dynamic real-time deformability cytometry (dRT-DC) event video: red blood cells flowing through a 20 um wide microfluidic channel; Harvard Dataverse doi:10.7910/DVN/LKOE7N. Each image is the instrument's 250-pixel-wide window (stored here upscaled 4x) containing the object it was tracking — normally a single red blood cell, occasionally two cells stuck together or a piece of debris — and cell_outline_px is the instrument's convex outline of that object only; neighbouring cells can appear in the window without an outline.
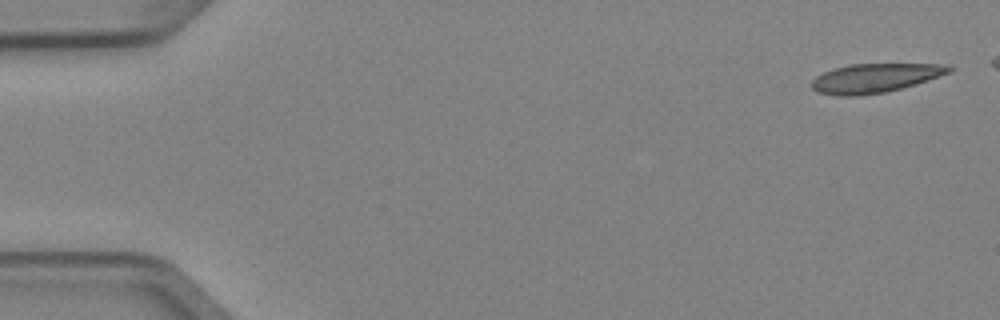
{"species": "Egyptian fruit bat (a non-hibernating species)", "species_latin": "Rousettus aegyptiacus", "temperature_condition": "cold", "stored_images_in_passage": 5, "camera_frame_rate_fps": 3000, "um_per_image_px": 0.085, "animal": {"sex": "female"}, "frame": {"image": 1, "passage_image": 1, "time_ms": 0.0, "image_size_px": [1000, 320], "cell_outline_px": [[952, 72], [900, 88], [884, 92], [856, 96], [840, 96], [816, 92], [812, 88], [812, 80], [816, 76], [832, 68], [848, 64], [952, 64]], "centroid_in_image_um": [74.34, 6.62], "position_along_channel_um": 10.7, "area_um2": 23.18}}